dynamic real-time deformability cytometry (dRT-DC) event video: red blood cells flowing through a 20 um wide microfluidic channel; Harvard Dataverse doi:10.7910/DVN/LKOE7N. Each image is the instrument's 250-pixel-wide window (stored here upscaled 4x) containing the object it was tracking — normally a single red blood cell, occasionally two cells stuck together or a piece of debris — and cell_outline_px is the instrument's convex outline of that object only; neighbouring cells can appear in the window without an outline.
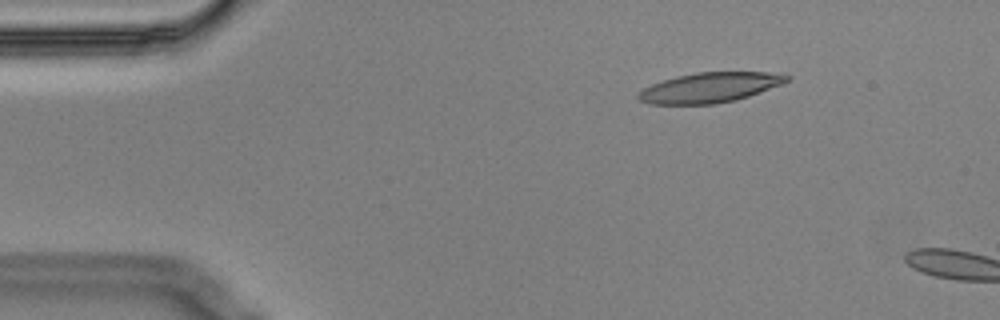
{"species": "Egyptian fruit bat (a non-hibernating species)", "species_latin": "Rousettus aegyptiacus", "temperature_condition": "cold", "stored_images_in_passage": 2, "camera_frame_rate_fps": 3000, "um_per_image_px": 0.085, "animal": {"sex": "male"}, "frame": {"image": 1, "passage_image": 1, "time_ms": 0.0, "image_size_px": [1000, 320], "cell_outline_px": [[792, 76], [788, 80], [780, 84], [748, 96], [736, 100], [716, 104], [652, 104], [640, 100], [636, 96], [644, 88], [652, 84], [676, 76], [696, 72], [768, 72]], "centroid_in_image_um": [60.32, 7.44], "position_along_channel_um": 24.7, "area_um2": 25.66}}